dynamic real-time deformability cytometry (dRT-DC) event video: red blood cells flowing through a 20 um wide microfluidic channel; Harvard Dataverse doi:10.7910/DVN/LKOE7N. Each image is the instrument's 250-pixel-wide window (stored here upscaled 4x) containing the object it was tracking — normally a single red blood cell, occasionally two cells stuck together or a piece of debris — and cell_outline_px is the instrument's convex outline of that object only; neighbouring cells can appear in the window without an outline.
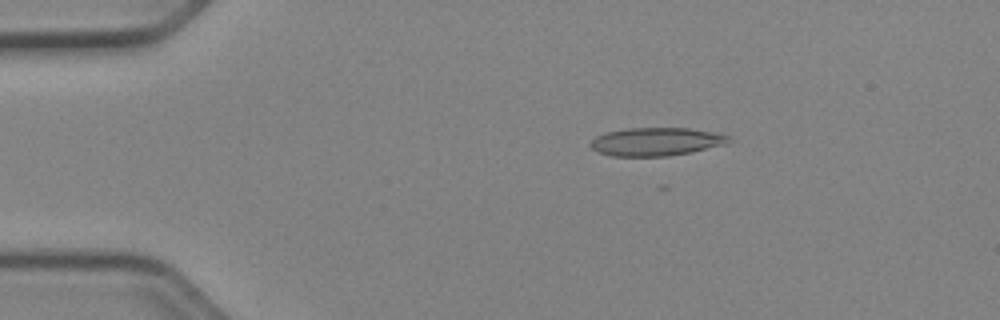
{"species": "Egyptian fruit bat (a non-hibernating species)", "species_latin": "Rousettus aegyptiacus", "temperature_condition": "cold", "stored_images_in_passage": 52, "camera_frame_rate_fps": 3000, "um_per_image_px": 0.085, "animal": {"sex": "female"}, "frame": {"image": 1, "passage_image": 9, "time_ms": 2.667, "image_size_px": [1000, 320], "cell_outline_px": [[732, 140], [724, 144], [692, 152], [668, 156], [612, 156], [600, 152], [592, 148], [588, 144], [596, 136], [608, 132], [628, 128], [688, 128], [712, 132], [728, 136]], "centroid_in_image_um": [55.75, 12.04], "position_along_channel_um": 29.2, "area_um2": 22.48}}
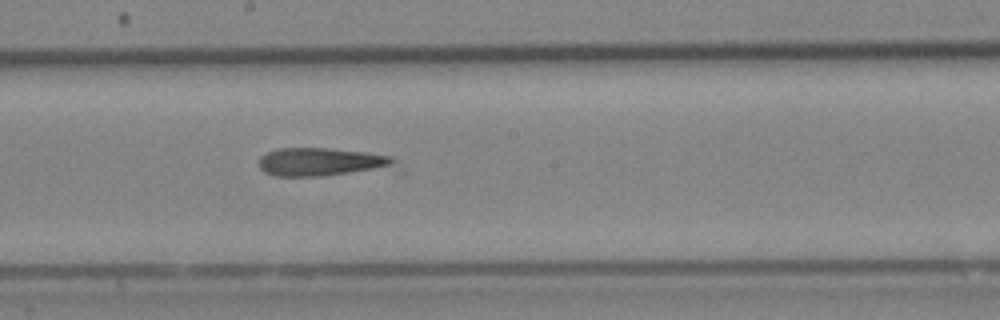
{"frame": {"image": 2, "passage_image": 28, "time_ms": 9.0, "image_size_px": [1000, 320], "cell_outline_px": [[404, 172], [320, 176], [276, 176], [264, 172], [260, 168], [260, 156], [276, 148], [328, 148], [364, 152], [392, 156], [396, 160]], "centroid_in_image_um": [27.67, 13.82], "position_along_channel_um": 220.5, "area_um2": 24.04}}
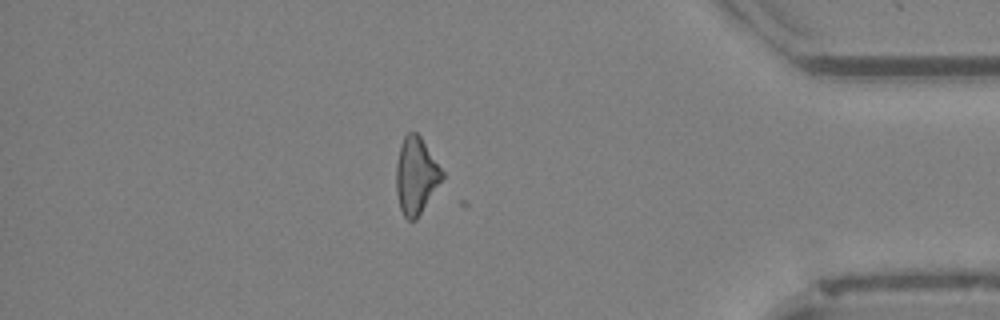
{"frame": {"image": 3, "passage_image": 44, "time_ms": 14.333, "image_size_px": [1000, 320], "cell_outline_px": [[444, 176], [416, 220], [408, 220], [404, 216], [400, 208], [396, 192], [396, 164], [400, 144], [404, 136], [408, 132], [416, 132], [420, 136], [444, 172]], "centroid_in_image_um": [35.34, 14.92], "position_along_channel_um": 399.9, "area_um2": 20.4}}